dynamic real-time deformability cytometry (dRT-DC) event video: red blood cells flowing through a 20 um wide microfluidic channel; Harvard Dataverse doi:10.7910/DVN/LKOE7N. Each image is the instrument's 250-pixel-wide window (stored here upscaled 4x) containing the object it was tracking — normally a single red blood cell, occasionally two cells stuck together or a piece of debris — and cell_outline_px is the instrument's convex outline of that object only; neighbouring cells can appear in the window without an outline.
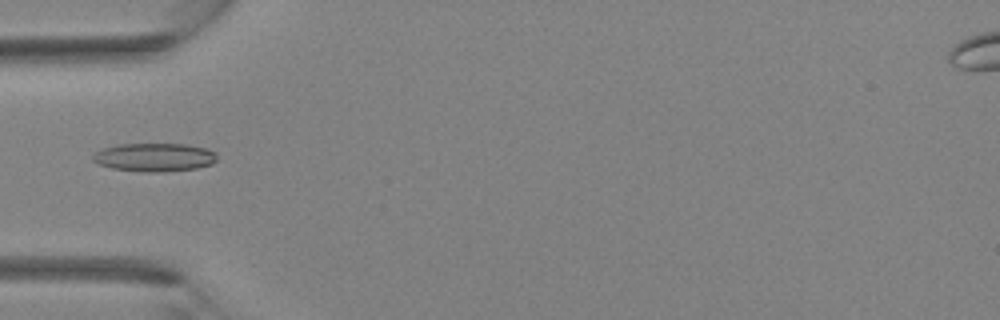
{"species": "Egyptian fruit bat (a non-hibernating species)", "species_latin": "Rousettus aegyptiacus", "temperature_condition": "room temperature", "stored_images_in_passage": 33, "camera_frame_rate_fps": 3000, "um_per_image_px": 0.085, "animal": {"sex": "female"}, "frame": {"image": 1, "passage_image": 7, "time_ms": 2.0, "image_size_px": [1000, 320], "cell_outline_px": [[216, 160], [212, 164], [196, 168], [164, 172], [148, 172], [112, 168], [100, 164], [92, 160], [92, 152], [116, 144], [188, 144], [208, 148], [216, 152]], "centroid_in_image_um": [13.13, 13.36], "position_along_channel_um": 71.9, "area_um2": 20.69}}
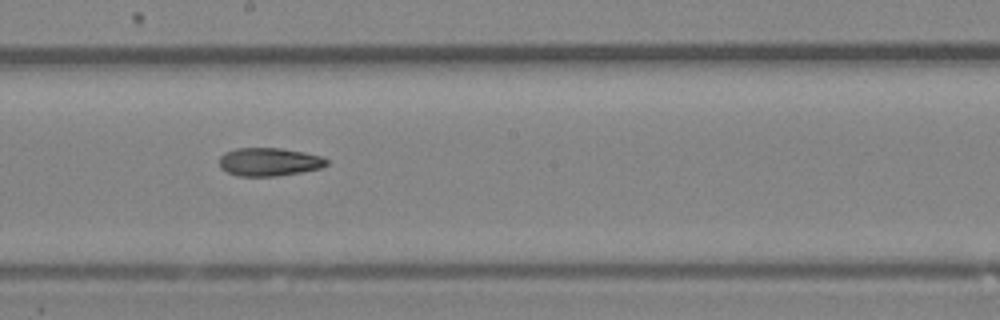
{"frame": {"image": 2, "passage_image": 16, "time_ms": 5.0, "image_size_px": [1000, 320], "cell_outline_px": [[328, 164], [320, 168], [300, 172], [276, 176], [236, 176], [220, 168], [220, 156], [224, 152], [236, 148], [280, 148], [304, 152], [320, 156], [328, 160]], "centroid_in_image_um": [22.85, 13.76], "position_along_channel_um": 225.4, "area_um2": 17.63}}
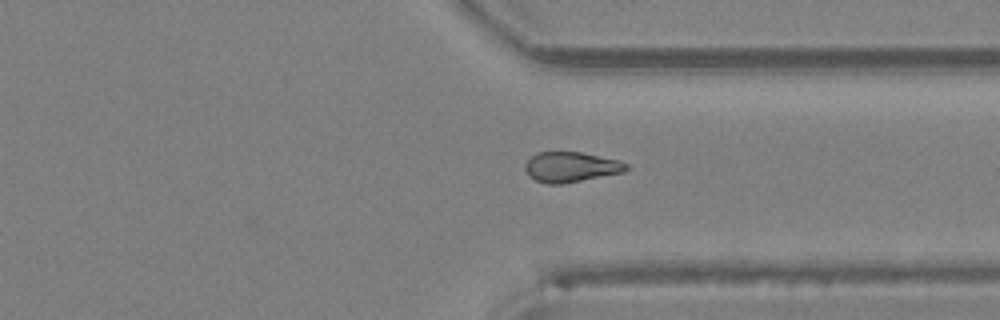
{"frame": {"image": 3, "passage_image": 24, "time_ms": 7.667, "image_size_px": [1000, 320], "cell_outline_px": [[628, 168], [624, 172], [564, 184], [548, 184], [536, 180], [528, 176], [524, 168], [524, 164], [536, 152], [580, 152], [620, 160], [628, 164]], "centroid_in_image_um": [48.52, 14.2], "position_along_channel_um": 362.9, "area_um2": 17.92}}